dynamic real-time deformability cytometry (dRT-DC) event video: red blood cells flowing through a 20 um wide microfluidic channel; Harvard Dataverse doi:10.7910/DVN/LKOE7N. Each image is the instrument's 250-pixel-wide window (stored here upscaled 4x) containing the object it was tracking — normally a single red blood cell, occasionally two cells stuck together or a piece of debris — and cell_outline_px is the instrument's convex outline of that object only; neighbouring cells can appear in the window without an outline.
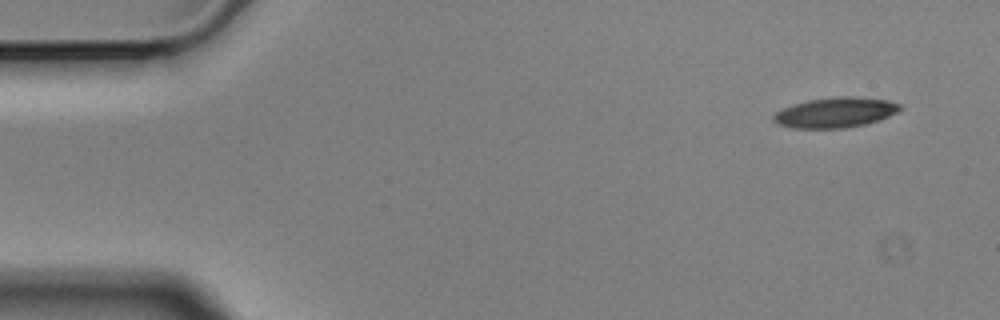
{"species": "Egyptian fruit bat (a non-hibernating species)", "species_latin": "Rousettus aegyptiacus", "temperature_condition": "cold", "stored_images_in_passage": 7, "camera_frame_rate_fps": 3000, "um_per_image_px": 0.085, "animal": {"sex": "male"}, "frame": {"image": 1, "passage_image": 1, "time_ms": 0.0, "image_size_px": [1000, 320], "cell_outline_px": [[900, 108], [896, 112], [880, 120], [864, 124], [844, 128], [792, 128], [776, 124], [772, 120], [772, 116], [776, 112], [792, 104], [808, 100], [836, 96], [856, 96], [888, 100], [900, 104]], "centroid_in_image_um": [70.97, 9.56], "position_along_channel_um": 14.0, "area_um2": 22.31}}
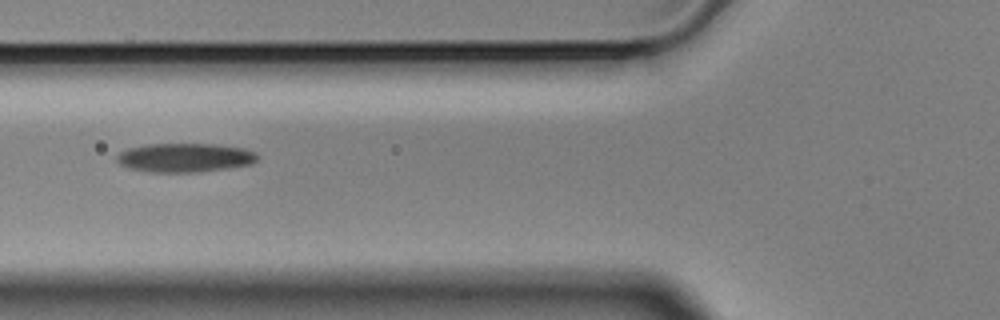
{"frame": {"image": 2, "passage_image": 6, "time_ms": 1.667, "image_size_px": [1000, 320], "cell_outline_px": [[260, 160], [252, 164], [228, 168], [200, 172], [152, 172], [128, 168], [120, 164], [116, 160], [116, 156], [120, 152], [128, 148], [148, 144], [212, 144], [244, 148], [256, 152], [260, 156]], "centroid_in_image_um": [15.76, 13.4], "position_along_channel_um": 110.0, "area_um2": 23.93}}
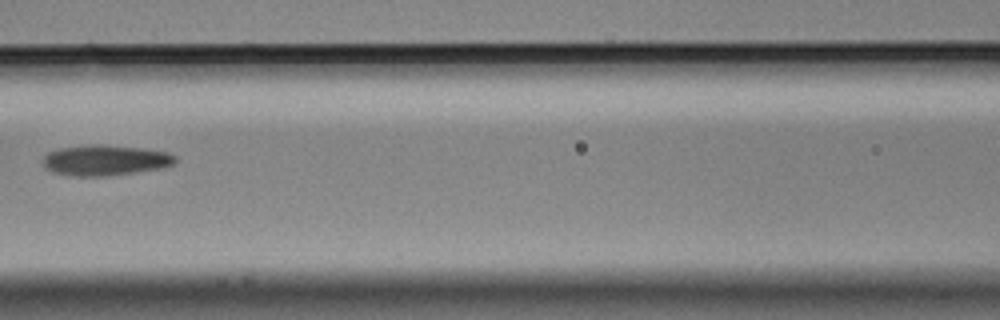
{"frame": {"image": 3, "passage_image": 7, "time_ms": 2.0, "image_size_px": [1000, 320], "cell_outline_px": [[176, 164], [164, 168], [136, 172], [104, 176], [72, 176], [52, 172], [44, 168], [44, 156], [48, 152], [60, 148], [84, 144], [100, 144], [144, 148], [168, 152], [176, 156]], "centroid_in_image_um": [8.97, 13.61], "position_along_channel_um": 157.6, "area_um2": 23.93}}